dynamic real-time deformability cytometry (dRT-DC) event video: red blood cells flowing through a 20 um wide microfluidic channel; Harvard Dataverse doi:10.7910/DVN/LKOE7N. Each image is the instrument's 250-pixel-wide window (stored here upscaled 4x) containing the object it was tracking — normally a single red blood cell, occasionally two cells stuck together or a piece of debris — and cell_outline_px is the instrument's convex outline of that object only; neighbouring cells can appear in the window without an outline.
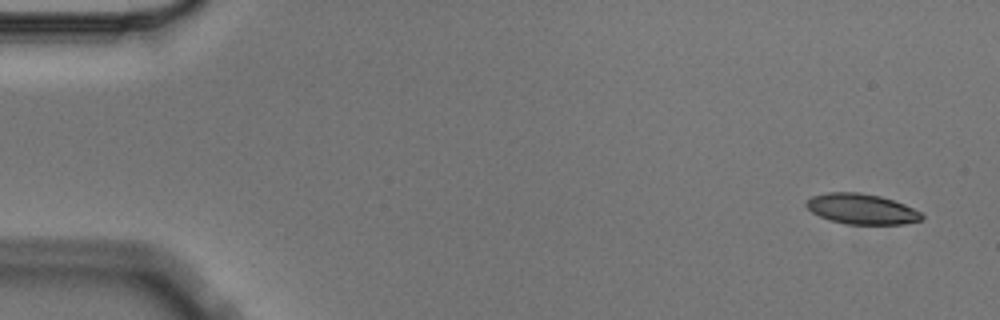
{"species": "Egyptian fruit bat (a non-hibernating species)", "species_latin": "Rousettus aegyptiacus", "temperature_condition": "cold", "stored_images_in_passage": 4, "camera_frame_rate_fps": 3000, "um_per_image_px": 0.085, "animal": {"sex": "male"}, "frame": {"image": 1, "passage_image": 1, "time_ms": 0.0, "image_size_px": [1000, 320], "cell_outline_px": [[924, 220], [904, 224], [848, 224], [828, 220], [812, 212], [804, 204], [812, 196], [828, 192], [860, 192], [880, 196], [904, 204], [920, 212], [924, 216]], "centroid_in_image_um": [73.24, 17.76], "position_along_channel_um": 11.8, "area_um2": 20.46}}